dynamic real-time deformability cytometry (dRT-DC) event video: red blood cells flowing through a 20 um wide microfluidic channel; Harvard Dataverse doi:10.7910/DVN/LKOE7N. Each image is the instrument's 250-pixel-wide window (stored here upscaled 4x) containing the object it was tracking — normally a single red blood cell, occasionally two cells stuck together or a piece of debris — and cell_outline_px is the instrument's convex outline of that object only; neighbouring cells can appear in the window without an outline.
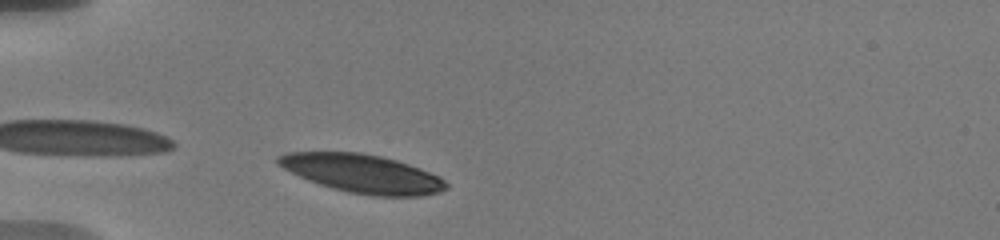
{"species": "human", "species_latin": "Homo sapiens", "temperature_condition": "warm", "stored_images_in_passage": 24, "camera_frame_rate_fps": 3000, "um_per_image_px": 0.085, "donor": {"sex": "male"}, "frame": {"image": 1, "passage_image": 1, "time_ms": 0.0, "image_size_px": [1000, 240], "cell_outline_px": [[448, 188], [440, 192], [420, 196], [372, 196], [348, 192], [320, 184], [308, 180], [284, 168], [276, 160], [276, 156], [288, 152], [360, 152], [380, 156], [396, 160], [420, 168], [440, 176], [448, 184]], "centroid_in_image_um": [30.84, 14.75], "position_along_channel_um": 54.2, "area_um2": 37.45}}
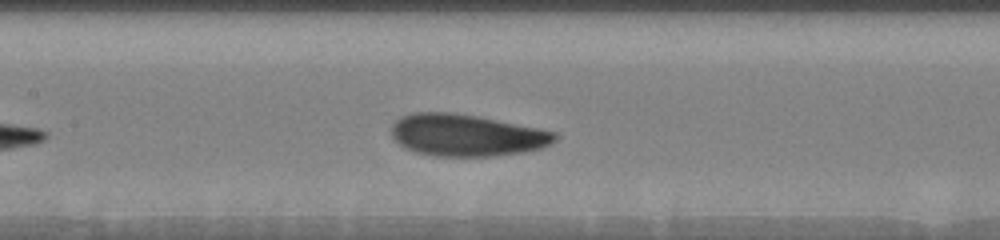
{"frame": {"image": 2, "passage_image": 8, "time_ms": 3.667, "image_size_px": [1000, 240], "cell_outline_px": [[556, 140], [540, 148], [524, 152], [492, 156], [432, 156], [416, 152], [404, 148], [392, 136], [392, 124], [400, 116], [412, 112], [452, 112], [476, 116], [556, 132]], "centroid_in_image_um": [39.59, 11.49], "position_along_channel_um": 167.8, "area_um2": 39.71}}
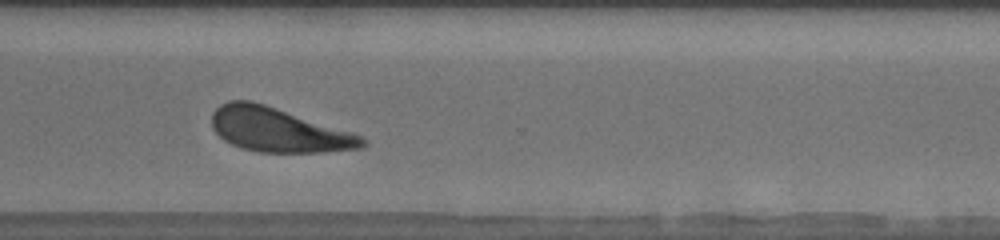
{"frame": {"image": 3, "passage_image": 17, "time_ms": 8.667, "image_size_px": [1000, 240], "cell_outline_px": [[368, 144], [364, 148], [320, 152], [260, 152], [240, 148], [224, 140], [212, 128], [212, 112], [220, 104], [228, 100], [252, 100], [352, 132], [364, 136], [368, 140]], "centroid_in_image_um": [23.68, 11.04], "position_along_channel_um": 346.9, "area_um2": 38.84}, "authors_computed_cell_mechanics": {"area_um2": 39.5063, "velocity_mm_per_s": 3.5933, "shape_relaxation_time_tau1_ms": 2.8535, "shape_relaxation_time_tau2_ms": 3.9872, "deformation_change_tau1": 0.1387, "deformation_change_tau2": 0.1123}}